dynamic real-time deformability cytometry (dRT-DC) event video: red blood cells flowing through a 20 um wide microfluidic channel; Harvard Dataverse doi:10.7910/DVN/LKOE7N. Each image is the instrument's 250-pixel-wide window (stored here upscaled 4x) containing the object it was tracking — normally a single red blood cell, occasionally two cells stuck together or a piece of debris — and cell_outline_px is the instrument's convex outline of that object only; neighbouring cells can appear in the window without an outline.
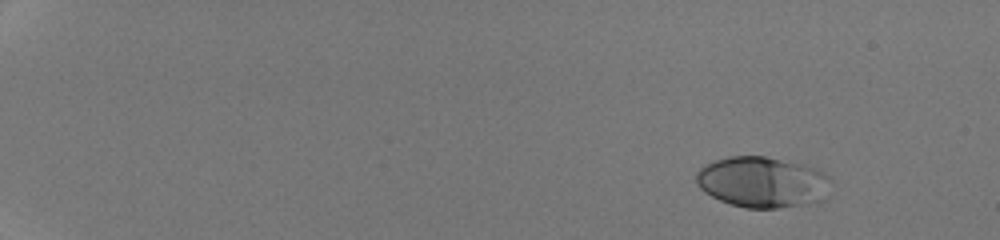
{"species": "human", "species_latin": "Homo sapiens", "temperature_condition": "room temperature", "stored_images_in_passage": 47, "camera_frame_rate_fps": 3000, "um_per_image_px": 0.085, "donor": {"sex": "male"}, "frame": {"image": 1, "passage_image": 1, "time_ms": 0.0, "image_size_px": [1000, 240], "cell_outline_px": [[832, 180], [828, 200], [816, 204], [776, 208], [744, 208], [720, 200], [704, 192], [696, 184], [696, 172], [704, 164], [728, 156], [764, 156], [804, 164], [816, 168], [832, 176]], "centroid_in_image_um": [64.9, 15.49], "position_along_channel_um": 20.1, "area_um2": 40.98}}
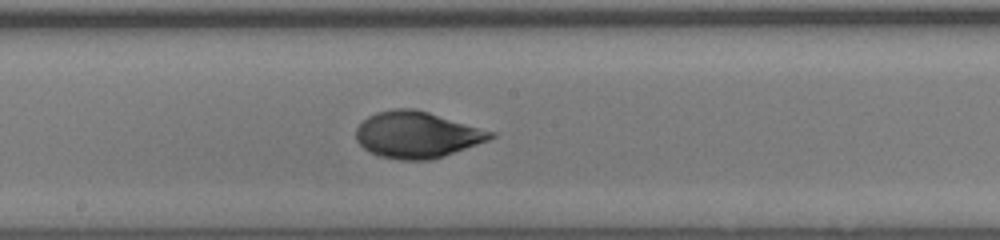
{"frame": {"image": 2, "passage_image": 27, "time_ms": 8.667, "image_size_px": [1000, 240], "cell_outline_px": [[496, 136], [488, 140], [444, 156], [432, 160], [400, 160], [380, 156], [368, 152], [356, 140], [356, 128], [368, 116], [376, 112], [396, 108], [416, 108], [496, 132]], "centroid_in_image_um": [35.44, 11.45], "position_along_channel_um": 212.8, "area_um2": 36.53}}
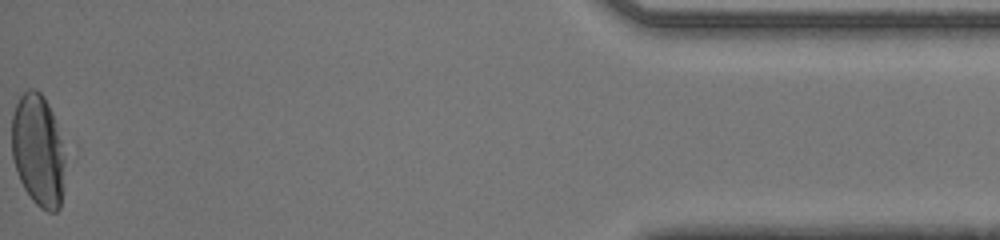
{"frame": {"image": 3, "passage_image": 47, "time_ms": 15.333, "image_size_px": [1000, 240], "cell_outline_px": [[64, 160], [60, 208], [56, 212], [48, 212], [40, 208], [32, 200], [24, 188], [16, 172], [12, 156], [12, 116], [16, 104], [20, 96], [28, 88], [36, 88], [44, 96], [52, 112], [60, 140], [64, 156]], "centroid_in_image_um": [3.21, 12.78], "position_along_channel_um": 432.0, "area_um2": 34.56}, "authors_computed_cell_mechanics": {"area_um2": 36.125, "velocity_mm_per_s": 4.2953, "shape_relaxation_time_tau1_ms": 3.7998, "shape_relaxation_time_tau2_ms": null, "deformation_change_tau1": 0.1851, "deformation_change_tau2": null}}